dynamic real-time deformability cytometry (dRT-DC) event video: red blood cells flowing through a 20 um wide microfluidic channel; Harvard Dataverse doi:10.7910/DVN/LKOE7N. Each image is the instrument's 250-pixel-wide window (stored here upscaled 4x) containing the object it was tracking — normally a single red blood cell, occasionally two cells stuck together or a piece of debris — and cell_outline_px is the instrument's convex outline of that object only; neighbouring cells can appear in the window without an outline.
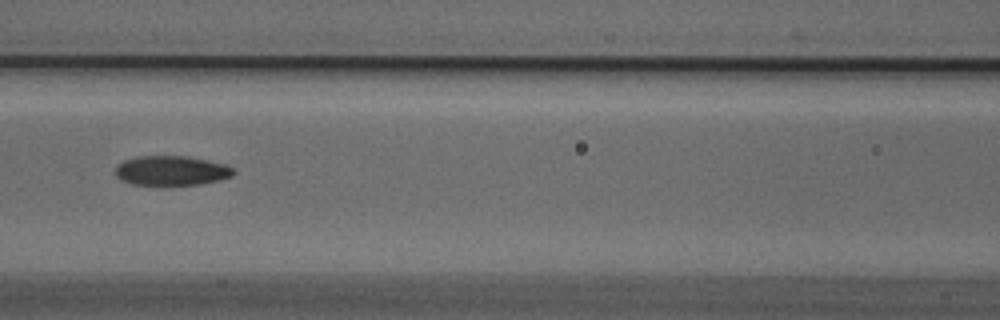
{"species": "Egyptian fruit bat (a non-hibernating species)", "species_latin": "Rousettus aegyptiacus", "temperature_condition": "cold", "stored_images_in_passage": 6, "camera_frame_rate_fps": 3000, "um_per_image_px": 0.085, "animal": {"sex": "male"}, "frame": {"image": 1, "passage_image": 6, "time_ms": 1.667, "image_size_px": [1000, 320], "cell_outline_px": [[236, 172], [232, 176], [220, 180], [200, 184], [164, 188], [132, 184], [120, 180], [116, 176], [116, 164], [124, 160], [136, 156], [184, 156], [224, 164], [232, 168]], "centroid_in_image_um": [14.51, 14.55], "position_along_channel_um": 152.1, "area_um2": 21.15}}